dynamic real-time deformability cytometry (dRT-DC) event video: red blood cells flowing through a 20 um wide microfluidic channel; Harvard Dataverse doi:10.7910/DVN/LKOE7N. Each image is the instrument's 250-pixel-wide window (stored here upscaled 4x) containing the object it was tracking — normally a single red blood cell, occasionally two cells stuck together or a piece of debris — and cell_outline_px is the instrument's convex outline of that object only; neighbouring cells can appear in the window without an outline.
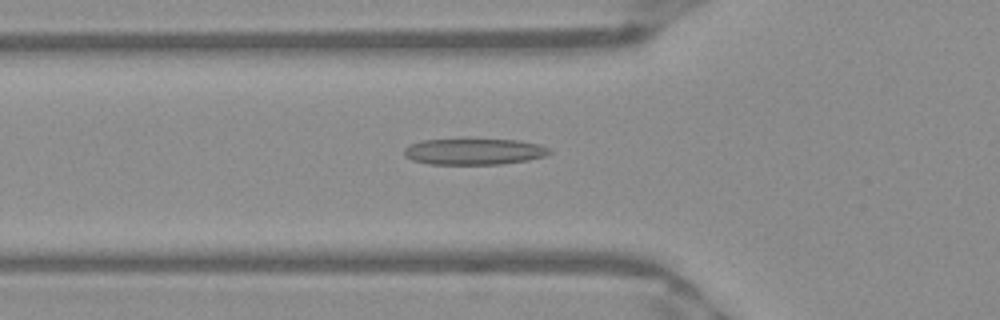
{"species": "Egyptian fruit bat (a non-hibernating species)", "species_latin": "Rousettus aegyptiacus", "temperature_condition": "warm", "stored_images_in_passage": 34, "camera_frame_rate_fps": 3000, "um_per_image_px": 0.085, "frame": {"image": 1, "passage_image": 5, "time_ms": 1.333, "image_size_px": [1000, 320], "cell_outline_px": [[552, 152], [544, 156], [528, 160], [500, 164], [428, 164], [412, 160], [404, 156], [404, 148], [420, 140], [520, 140], [540, 144], [548, 148]], "centroid_in_image_um": [40.29, 12.89], "position_along_channel_um": 85.5, "area_um2": 22.02}}
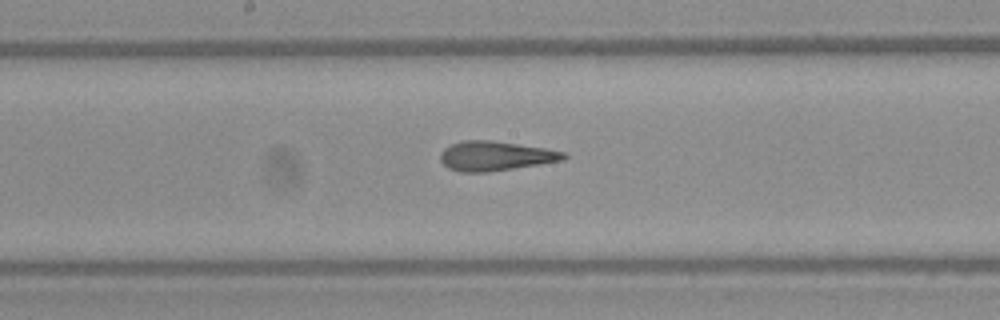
{"frame": {"image": 2, "passage_image": 14, "time_ms": 4.333, "image_size_px": [1000, 320], "cell_outline_px": [[568, 156], [564, 160], [540, 164], [488, 172], [460, 172], [448, 168], [440, 160], [440, 152], [444, 148], [460, 140], [492, 140], [544, 148], [564, 152]], "centroid_in_image_um": [42.08, 13.25], "position_along_channel_um": 206.1, "area_um2": 21.21}}
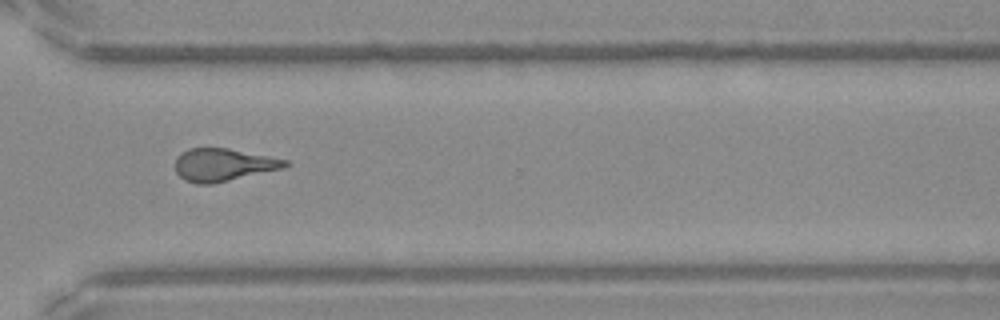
{"frame": {"image": 3, "passage_image": 25, "time_ms": 8.0, "image_size_px": [1000, 320], "cell_outline_px": [[292, 164], [284, 168], [212, 184], [196, 184], [184, 180], [176, 172], [176, 156], [188, 148], [228, 148], [288, 160]], "centroid_in_image_um": [18.98, 14.01], "position_along_channel_um": 351.6, "area_um2": 20.98}, "authors_computed_cell_mechanics": {"area_um2": 20.7791, "velocity_mm_per_s": 3.9789, "shape_relaxation_time_tau1_ms": 5.678, "shape_relaxation_time_tau2_ms": 1.331, "deformation_change_tau1": 0.2137, "deformation_change_tau2": 0.1248}}